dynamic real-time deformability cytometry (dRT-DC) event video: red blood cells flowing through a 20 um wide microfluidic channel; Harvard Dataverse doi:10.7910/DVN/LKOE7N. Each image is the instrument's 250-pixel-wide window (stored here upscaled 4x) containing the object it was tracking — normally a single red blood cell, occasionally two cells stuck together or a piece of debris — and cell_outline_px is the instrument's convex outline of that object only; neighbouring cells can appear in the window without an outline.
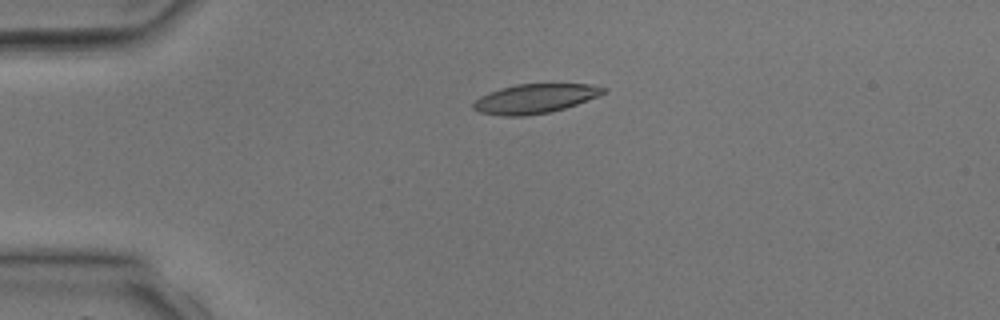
{"species": "common noctule bat (a hibernating species)", "species_latin": "Nyctalus noctula", "temperature_condition": "room temperature", "stored_images_in_passage": 5, "camera_frame_rate_fps": 3000, "um_per_image_px": 0.085, "animal": {"sex": "male", "body_mass_g": 17.9, "forearm_length_mm": 54.2}, "frame": {"image": 1, "passage_image": 5, "time_ms": 5.667, "image_size_px": [1000, 320], "cell_outline_px": [[608, 92], [576, 104], [564, 108], [548, 112], [524, 116], [504, 116], [480, 112], [472, 108], [472, 104], [480, 96], [488, 92], [500, 88], [516, 84], [592, 84], [608, 88]], "centroid_in_image_um": [45.47, 8.37], "position_along_channel_um": 39.5, "area_um2": 22.2}}